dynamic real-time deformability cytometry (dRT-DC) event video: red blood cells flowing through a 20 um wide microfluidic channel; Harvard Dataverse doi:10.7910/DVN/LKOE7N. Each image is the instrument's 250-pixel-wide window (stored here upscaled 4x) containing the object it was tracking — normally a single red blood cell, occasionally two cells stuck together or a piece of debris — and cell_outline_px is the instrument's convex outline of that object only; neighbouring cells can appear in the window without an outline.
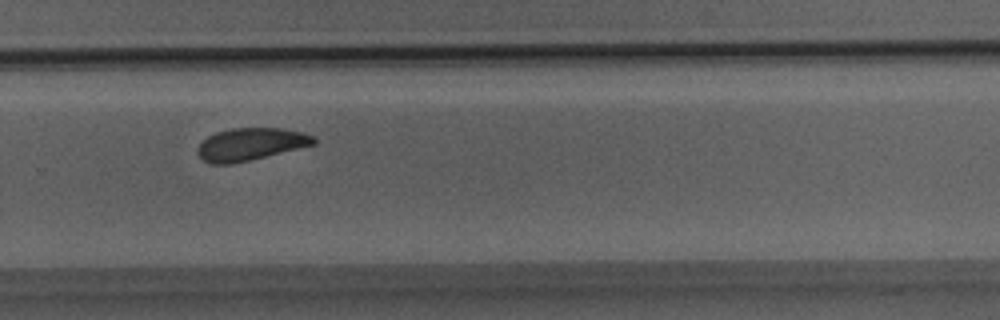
{"species": "Egyptian fruit bat (a non-hibernating species)", "species_latin": "Rousettus aegyptiacus", "temperature_condition": "room temperature", "stored_images_in_passage": 26, "camera_frame_rate_fps": 3000, "um_per_image_px": 0.085, "animal": {"sex": "male"}, "frame": {"image": 1, "passage_image": 14, "time_ms": 4.333, "image_size_px": [1000, 320], "cell_outline_px": [[316, 144], [252, 160], [232, 164], [212, 164], [200, 160], [196, 152], [196, 148], [208, 136], [216, 132], [232, 128], [280, 128], [304, 132], [312, 136], [316, 140]], "centroid_in_image_um": [21.27, 12.27], "position_along_channel_um": 308.5, "area_um2": 22.2}}
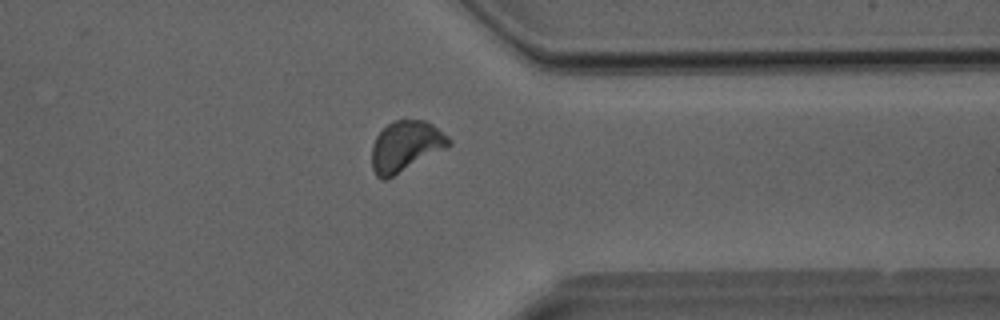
{"frame": {"image": 2, "passage_image": 18, "time_ms": 5.667, "image_size_px": [1000, 320], "cell_outline_px": [[452, 144], [448, 148], [384, 180], [376, 176], [372, 168], [372, 144], [376, 136], [392, 120], [424, 120], [432, 124], [448, 136], [452, 140]], "centroid_in_image_um": [34.5, 12.42], "position_along_channel_um": 376.9, "area_um2": 22.66}}
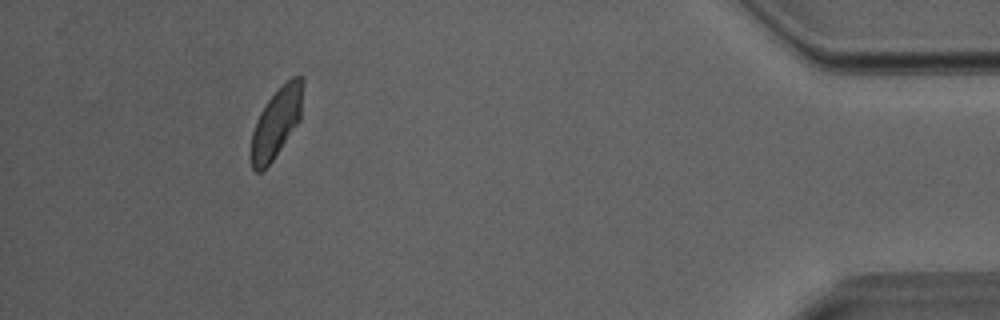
{"frame": {"image": 3, "passage_image": 23, "time_ms": 7.333, "image_size_px": [1000, 320], "cell_outline_px": [[304, 84], [300, 120], [272, 160], [260, 172], [256, 172], [252, 168], [248, 156], [252, 132], [256, 120], [260, 112], [268, 100], [292, 76], [304, 76]], "centroid_in_image_um": [23.47, 10.44], "position_along_channel_um": 411.7, "area_um2": 21.1}}